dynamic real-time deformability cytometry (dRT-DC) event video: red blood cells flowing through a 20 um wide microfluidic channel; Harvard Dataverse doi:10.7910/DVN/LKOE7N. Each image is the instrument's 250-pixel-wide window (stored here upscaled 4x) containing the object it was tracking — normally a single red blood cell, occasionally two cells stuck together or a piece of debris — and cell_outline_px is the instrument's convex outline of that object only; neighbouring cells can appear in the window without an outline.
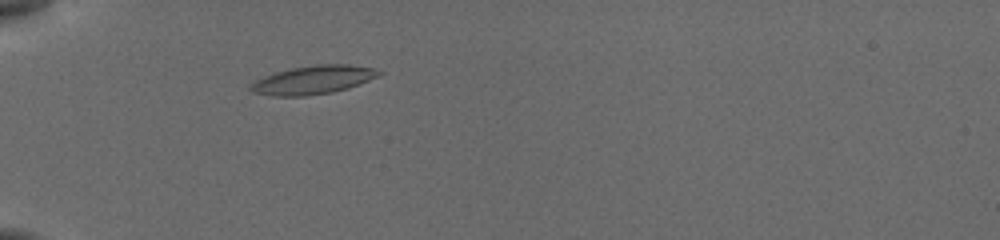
{"species": "common noctule bat (a hibernating species)", "species_latin": "Nyctalus noctula", "temperature_condition": "cold", "stored_images_in_passage": 34, "camera_frame_rate_fps": 3000, "um_per_image_px": 0.085, "animal": {"sex": "female", "body_mass_g": 19.5, "forearm_length_mm": 54.1}, "frame": {"image": 1, "passage_image": 4, "time_ms": 2.0, "image_size_px": [1000, 240], "cell_outline_px": [[384, 72], [368, 80], [348, 88], [332, 92], [304, 96], [272, 96], [252, 92], [248, 88], [256, 80], [264, 76], [276, 72], [292, 68], [316, 64], [348, 64], [372, 68]], "centroid_in_image_um": [26.59, 6.79], "position_along_channel_um": 58.4, "area_um2": 21.1}}
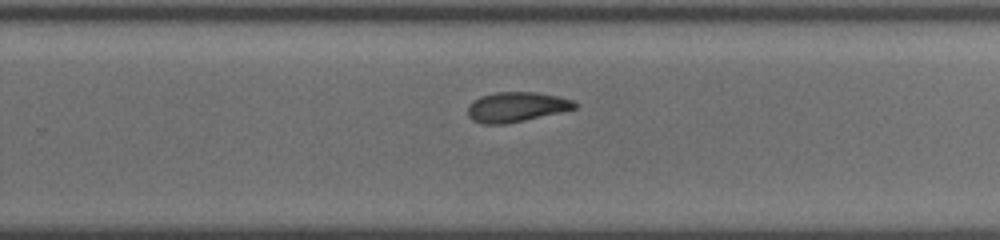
{"frame": {"image": 2, "passage_image": 21, "time_ms": 8.333, "image_size_px": [1000, 240], "cell_outline_px": [[576, 108], [524, 120], [504, 124], [484, 124], [472, 120], [468, 116], [468, 104], [480, 96], [496, 92], [540, 92], [560, 96], [572, 100], [576, 104]], "centroid_in_image_um": [43.86, 9.08], "position_along_channel_um": 285.9, "area_um2": 18.55}}
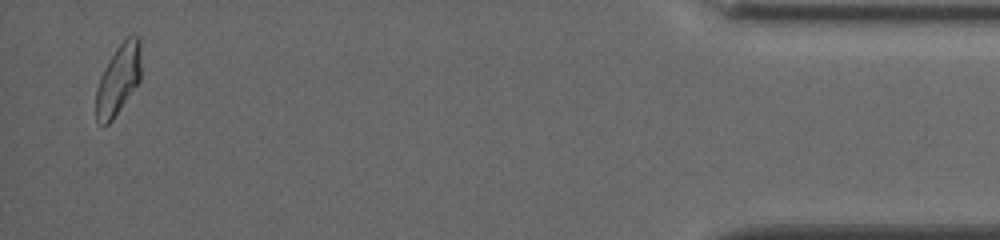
{"frame": {"image": 3, "passage_image": 34, "time_ms": 13.667, "image_size_px": [1000, 240], "cell_outline_px": [[140, 80], [112, 120], [108, 124], [100, 124], [96, 120], [96, 88], [100, 76], [104, 68], [116, 48], [132, 32], [140, 36]], "centroid_in_image_um": [10.06, 6.72], "position_along_channel_um": 425.1, "area_um2": 18.38}, "authors_computed_cell_mechanics": {"area_um2": 18.9295, "velocity_mm_per_s": 3.8491, "shape_relaxation_time_tau1_ms": null, "shape_relaxation_time_tau2_ms": 5.2574, "deformation_change_tau1": null, "deformation_change_tau2": 0.1169}}